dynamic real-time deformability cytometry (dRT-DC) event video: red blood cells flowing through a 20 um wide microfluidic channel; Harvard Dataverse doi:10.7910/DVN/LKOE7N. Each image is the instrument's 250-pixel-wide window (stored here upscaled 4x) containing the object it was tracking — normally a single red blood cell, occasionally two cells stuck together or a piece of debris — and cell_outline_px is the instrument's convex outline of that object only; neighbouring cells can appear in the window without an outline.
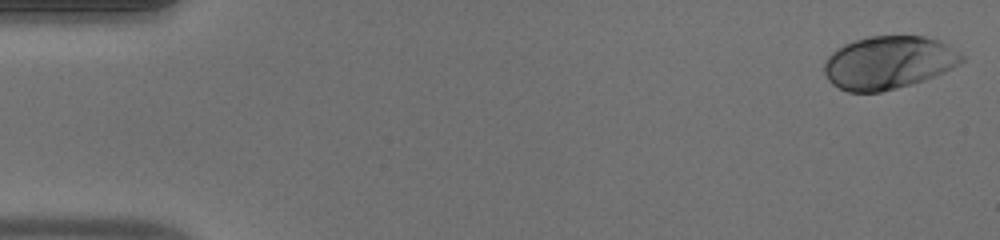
{"species": "human", "species_latin": "Homo sapiens", "temperature_condition": "warm", "stored_images_in_passage": 50, "camera_frame_rate_fps": 3000, "um_per_image_px": 0.085, "donor": {"sex": "male"}, "frame": {"image": 1, "passage_image": 1, "time_ms": 0.0, "image_size_px": [1000, 240], "cell_outline_px": [[964, 60], [960, 64], [944, 72], [924, 80], [896, 88], [880, 92], [848, 92], [832, 84], [828, 80], [824, 72], [824, 60], [836, 48], [844, 44], [868, 36], [924, 36], [940, 40], [948, 44], [960, 52], [964, 56]], "centroid_in_image_um": [75.53, 5.31], "position_along_channel_um": 9.5, "area_um2": 42.66}}
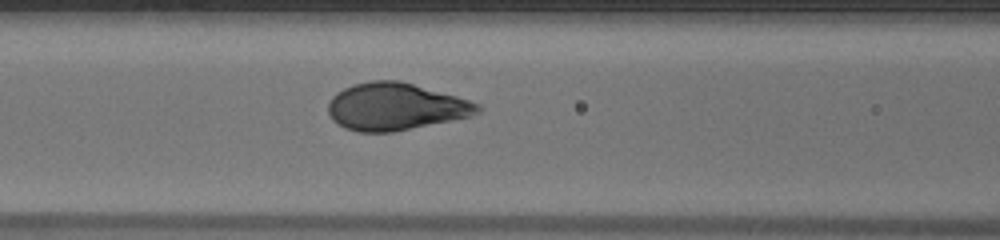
{"frame": {"image": 2, "passage_image": 21, "time_ms": 6.667, "image_size_px": [1000, 240], "cell_outline_px": [[484, 108], [480, 112], [472, 116], [392, 132], [360, 132], [344, 128], [332, 120], [328, 112], [328, 104], [332, 96], [336, 92], [352, 84], [368, 80], [400, 80], [456, 96], [480, 104]], "centroid_in_image_um": [33.6, 9.06], "position_along_channel_um": 133.0, "area_um2": 41.33}}
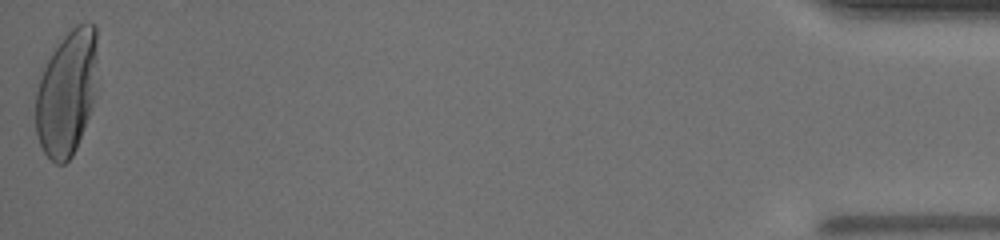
{"frame": {"image": 3, "passage_image": 50, "time_ms": 16.333, "image_size_px": [1000, 240], "cell_outline_px": [[96, 60], [92, 108], [76, 148], [72, 156], [64, 164], [56, 164], [44, 152], [40, 144], [36, 132], [36, 92], [44, 68], [52, 52], [64, 36], [76, 24], [96, 24]], "centroid_in_image_um": [5.67, 7.92], "position_along_channel_um": 429.5, "area_um2": 44.33}, "authors_computed_cell_mechanics": {"area_um2": 41.8761, "velocity_mm_per_s": 4.0514, "shape_relaxation_time_tau1_ms": 3.268, "shape_relaxation_time_tau2_ms": null, "deformation_change_tau1": 0.1984, "deformation_change_tau2": null}}